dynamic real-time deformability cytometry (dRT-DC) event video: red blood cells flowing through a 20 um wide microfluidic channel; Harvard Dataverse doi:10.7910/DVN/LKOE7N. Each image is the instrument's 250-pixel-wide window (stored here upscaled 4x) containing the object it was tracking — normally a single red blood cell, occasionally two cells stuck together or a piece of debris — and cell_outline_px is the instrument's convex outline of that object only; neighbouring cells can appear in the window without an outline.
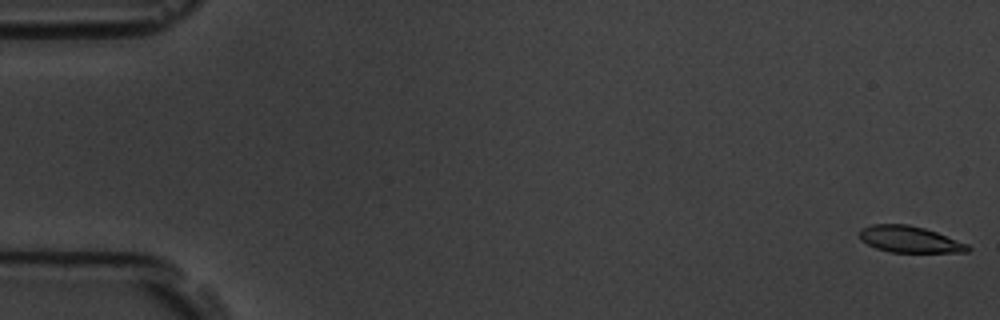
{"species": "common noctule bat (a hibernating species)", "species_latin": "Nyctalus noctula", "temperature_condition": "room temperature", "stored_images_in_passage": 5, "camera_frame_rate_fps": 3000, "um_per_image_px": 0.085, "animal": {"sex": "male", "body_mass_g": 19.5, "forearm_length_mm": 54.6}, "frame": {"image": 1, "passage_image": 1, "time_ms": 0.0, "image_size_px": [1000, 320], "cell_outline_px": [[972, 248], [968, 252], [888, 252], [876, 248], [860, 240], [860, 228], [872, 224], [908, 224], [924, 228], [936, 232], [968, 244]], "centroid_in_image_um": [77.31, 20.34], "position_along_channel_um": 7.7, "area_um2": 16.7}}
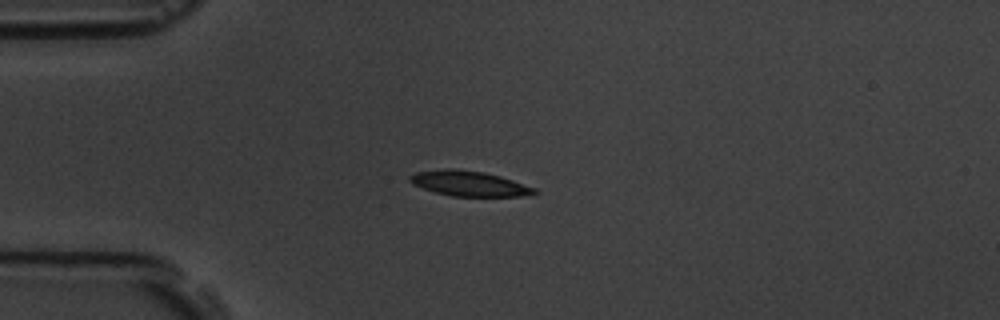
{"frame": {"image": 2, "passage_image": 5, "time_ms": 4.667, "image_size_px": [1000, 320], "cell_outline_px": [[540, 192], [520, 196], [452, 196], [436, 192], [412, 184], [408, 180], [408, 176], [416, 172], [448, 168], [456, 168], [484, 172], [500, 176], [536, 188]], "centroid_in_image_um": [39.86, 15.59], "position_along_channel_um": 45.1, "area_um2": 18.21}}